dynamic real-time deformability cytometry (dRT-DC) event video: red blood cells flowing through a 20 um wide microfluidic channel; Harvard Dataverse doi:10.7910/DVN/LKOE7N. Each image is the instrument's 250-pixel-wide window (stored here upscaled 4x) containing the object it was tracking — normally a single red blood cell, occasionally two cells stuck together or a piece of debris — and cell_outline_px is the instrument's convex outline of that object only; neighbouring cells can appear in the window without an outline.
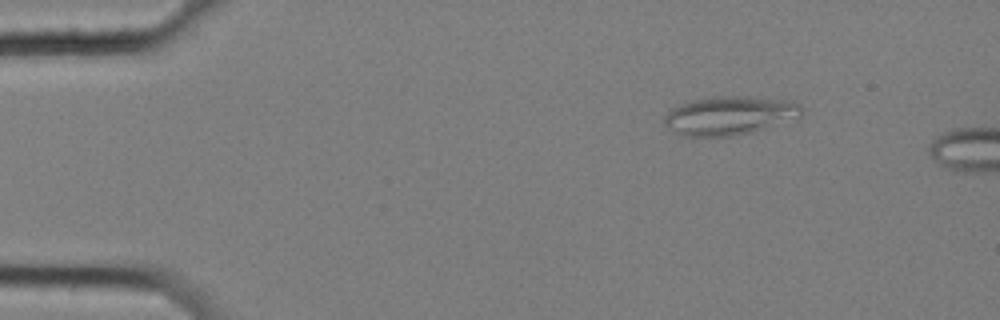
{"species": "common noctule bat (a hibernating species)", "species_latin": "Nyctalus noctula", "temperature_condition": "cold", "stored_images_in_passage": 5, "camera_frame_rate_fps": 3000, "um_per_image_px": 0.085, "animal": {"sex": "female", "body_mass_g": 25.1}, "frame": {"image": 1, "passage_image": 1, "time_ms": 0.0, "image_size_px": [1000, 320], "cell_outline_px": [[804, 112], [800, 116], [752, 132], [732, 136], [680, 136], [664, 124], [664, 116], [672, 108], [680, 104], [692, 100], [720, 96], [748, 96], [788, 100], [800, 104], [804, 108]], "centroid_in_image_um": [62.0, 9.81], "position_along_channel_um": 23.0, "area_um2": 30.87}}